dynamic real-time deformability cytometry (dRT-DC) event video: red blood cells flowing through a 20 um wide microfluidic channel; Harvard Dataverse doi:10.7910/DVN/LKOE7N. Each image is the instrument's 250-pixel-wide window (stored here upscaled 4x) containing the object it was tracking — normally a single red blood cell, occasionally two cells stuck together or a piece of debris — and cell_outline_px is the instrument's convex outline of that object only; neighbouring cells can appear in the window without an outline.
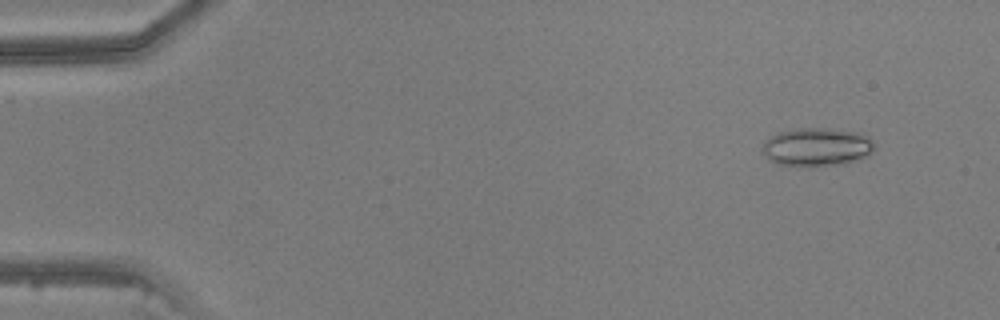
{"species": "common noctule bat (a hibernating species)", "species_latin": "Nyctalus noctula", "temperature_condition": "warm", "stored_images_in_passage": 44, "camera_frame_rate_fps": 3000, "um_per_image_px": 0.085, "animal": {"sex": "male", "body_mass_g": 20.5, "forearm_length_mm": 52.5}, "frame": {"image": 1, "passage_image": 5, "time_ms": 1.333, "image_size_px": [1000, 320], "cell_outline_px": [[876, 144], [872, 152], [868, 156], [844, 164], [808, 168], [776, 164], [764, 156], [760, 148], [764, 140], [780, 132], [796, 128], [832, 128], [860, 132], [868, 136]], "centroid_in_image_um": [69.43, 12.51], "position_along_channel_um": 15.6, "area_um2": 25.95}}
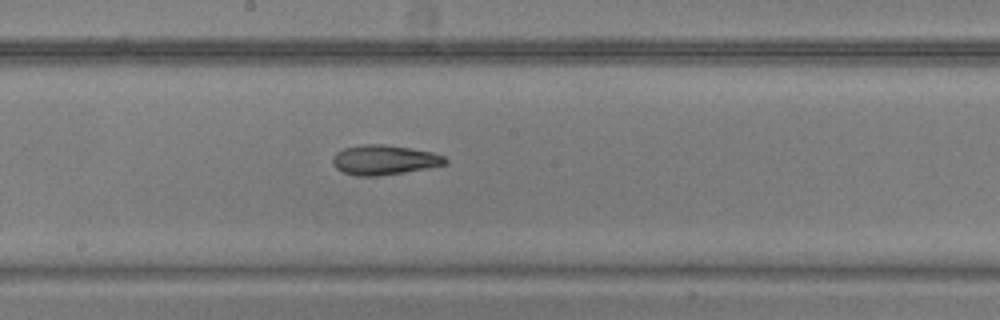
{"frame": {"image": 2, "passage_image": 27, "time_ms": 8.667, "image_size_px": [1000, 320], "cell_outline_px": [[448, 164], [428, 168], [380, 176], [356, 176], [344, 172], [336, 168], [332, 164], [332, 156], [336, 152], [344, 148], [364, 144], [384, 144], [432, 152], [444, 156], [448, 160]], "centroid_in_image_um": [32.65, 13.6], "position_along_channel_um": 215.6, "area_um2": 19.59}}
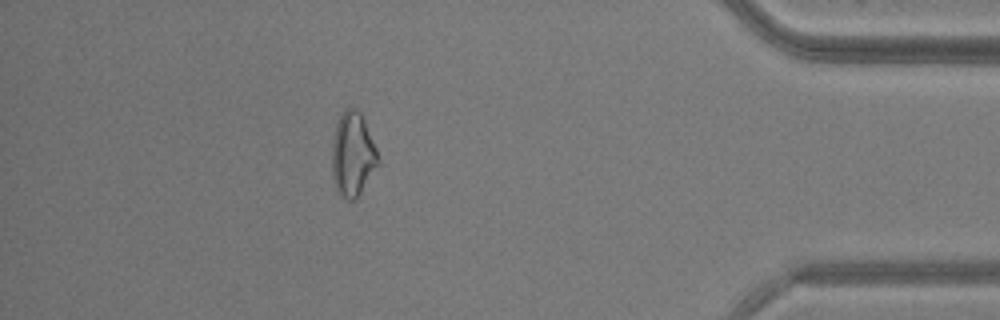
{"frame": {"image": 3, "passage_image": 43, "time_ms": 14.0, "image_size_px": [1000, 320], "cell_outline_px": [[380, 164], [356, 200], [348, 200], [340, 196], [336, 192], [332, 176], [332, 140], [336, 124], [344, 108], [356, 108], [360, 112], [364, 120], [376, 148]], "centroid_in_image_um": [29.97, 13.16], "position_along_channel_um": 405.2, "area_um2": 22.95}}